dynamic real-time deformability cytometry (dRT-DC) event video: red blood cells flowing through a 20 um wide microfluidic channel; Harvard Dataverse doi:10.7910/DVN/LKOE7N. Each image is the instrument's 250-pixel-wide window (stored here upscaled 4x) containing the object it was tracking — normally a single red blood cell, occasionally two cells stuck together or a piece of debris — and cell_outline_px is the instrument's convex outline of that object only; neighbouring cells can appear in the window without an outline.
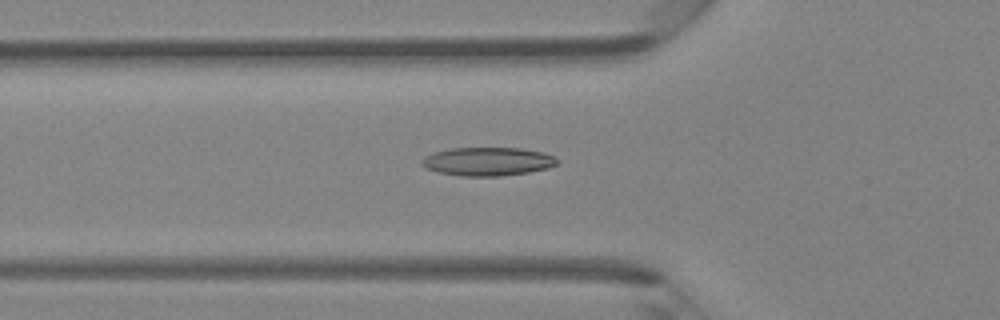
{"species": "Egyptian fruit bat (a non-hibernating species)", "species_latin": "Rousettus aegyptiacus", "temperature_condition": "room temperature", "stored_images_in_passage": 45, "camera_frame_rate_fps": 3000, "um_per_image_px": 0.085, "animal": {"sex": "female"}, "frame": {"image": 1, "passage_image": 16, "time_ms": 5.0, "image_size_px": [1000, 320], "cell_outline_px": [[556, 164], [548, 168], [528, 172], [500, 176], [464, 176], [440, 172], [428, 168], [420, 164], [420, 160], [424, 156], [432, 152], [452, 148], [520, 148], [544, 152], [552, 156], [556, 160]], "centroid_in_image_um": [41.42, 13.72], "position_along_channel_um": 84.4, "area_um2": 22.31}}
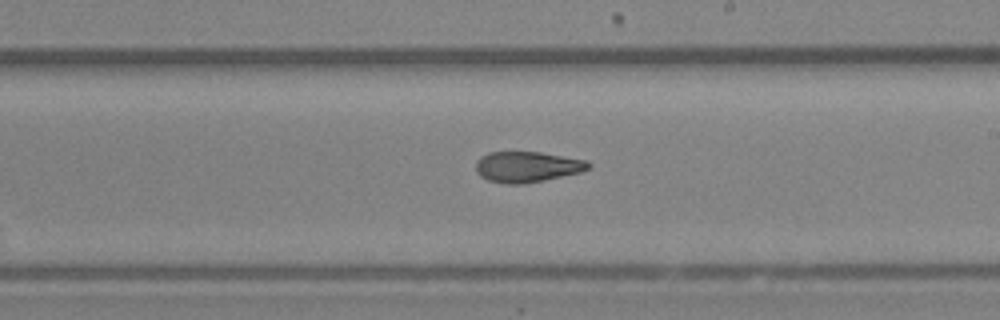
{"frame": {"image": 2, "passage_image": 27, "time_ms": 8.667, "image_size_px": [1000, 320], "cell_outline_px": [[592, 164], [588, 168], [580, 172], [544, 180], [524, 184], [508, 184], [488, 180], [480, 176], [476, 172], [476, 160], [480, 156], [488, 152], [540, 152], [588, 160]], "centroid_in_image_um": [44.79, 14.17], "position_along_channel_um": 244.2, "area_um2": 20.23}}
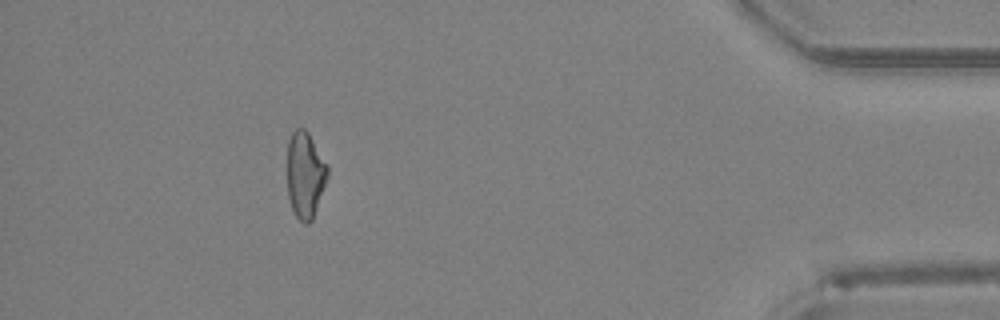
{"frame": {"image": 3, "passage_image": 42, "time_ms": 13.667, "image_size_px": [1000, 320], "cell_outline_px": [[328, 176], [312, 220], [308, 224], [304, 224], [296, 216], [292, 208], [288, 196], [288, 140], [292, 132], [296, 128], [304, 128], [308, 132], [328, 164]], "centroid_in_image_um": [25.95, 14.84], "position_along_channel_um": 409.3, "area_um2": 20.23}, "authors_computed_cell_mechanics": {"area_um2": 21.097, "velocity_mm_per_s": 4.3835, "shape_relaxation_time_tau1_ms": null, "shape_relaxation_time_tau2_ms": 3.3218, "deformation_change_tau1": null, "deformation_change_tau2": 0.1029}}